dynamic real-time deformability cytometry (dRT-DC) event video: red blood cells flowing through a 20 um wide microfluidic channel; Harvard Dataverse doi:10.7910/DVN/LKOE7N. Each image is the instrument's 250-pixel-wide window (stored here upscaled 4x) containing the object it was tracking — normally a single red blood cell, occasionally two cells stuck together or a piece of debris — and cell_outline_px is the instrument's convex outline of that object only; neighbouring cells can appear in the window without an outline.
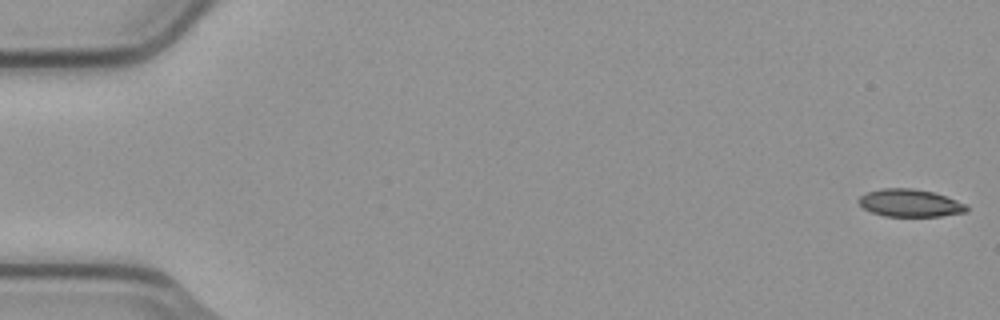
{"species": "common noctule bat (a hibernating species)", "species_latin": "Nyctalus noctula", "temperature_condition": "cold", "stored_images_in_passage": 8, "camera_frame_rate_fps": 3000, "um_per_image_px": 0.085, "animal": {"sex": "male", "body_mass_g": 23.1, "forearm_length_mm": 52.7}, "frame": {"image": 1, "passage_image": 1, "time_ms": 0.0, "image_size_px": [1000, 320], "cell_outline_px": [[968, 212], [940, 216], [884, 216], [872, 212], [864, 208], [856, 200], [860, 196], [868, 192], [880, 188], [912, 188], [932, 192], [968, 204]], "centroid_in_image_um": [77.36, 17.26], "position_along_channel_um": 7.6, "area_um2": 17.34}}